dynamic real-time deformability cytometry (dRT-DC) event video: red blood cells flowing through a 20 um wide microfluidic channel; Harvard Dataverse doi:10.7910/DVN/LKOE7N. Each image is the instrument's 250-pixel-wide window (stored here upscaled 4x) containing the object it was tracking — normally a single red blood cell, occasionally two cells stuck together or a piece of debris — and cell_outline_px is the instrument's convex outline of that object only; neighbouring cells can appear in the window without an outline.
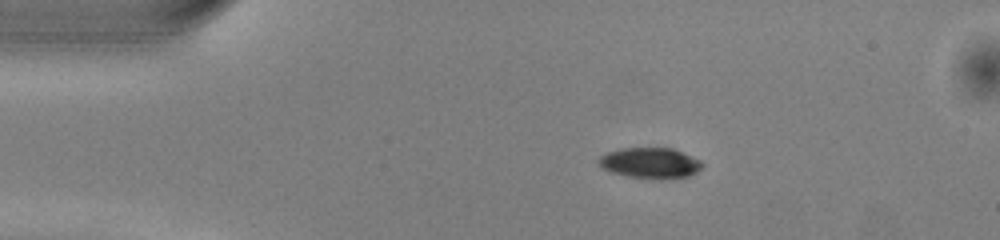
{"species": "common noctule bat (a hibernating species)", "species_latin": "Nyctalus noctula", "temperature_condition": "warm", "stored_images_in_passage": 43, "camera_frame_rate_fps": 3000, "um_per_image_px": 0.085, "animal": {"sex": "male", "body_mass_g": 13.0, "forearm_length_mm": 53.1}, "frame": {"image": 1, "passage_image": 1, "time_ms": 0.0, "image_size_px": [1000, 240], "cell_outline_px": [[704, 164], [696, 172], [688, 176], [660, 180], [628, 176], [612, 172], [604, 168], [596, 160], [600, 156], [608, 152], [620, 148], [672, 148], [692, 156], [700, 160]], "centroid_in_image_um": [55.28, 13.85], "position_along_channel_um": 29.7, "area_um2": 18.5}}
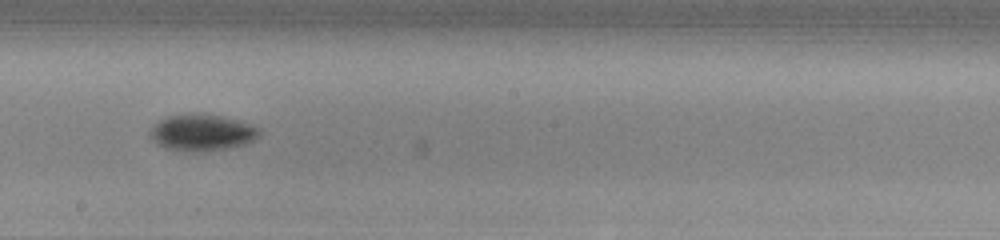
{"frame": {"image": 2, "passage_image": 20, "time_ms": 6.333, "image_size_px": [1000, 240], "cell_outline_px": [[260, 136], [248, 144], [200, 152], [196, 152], [164, 148], [156, 144], [148, 136], [148, 132], [160, 120], [168, 116], [196, 112], [220, 116], [240, 120], [256, 128], [260, 132]], "centroid_in_image_um": [17.13, 11.26], "position_along_channel_um": 231.1, "area_um2": 23.35}}
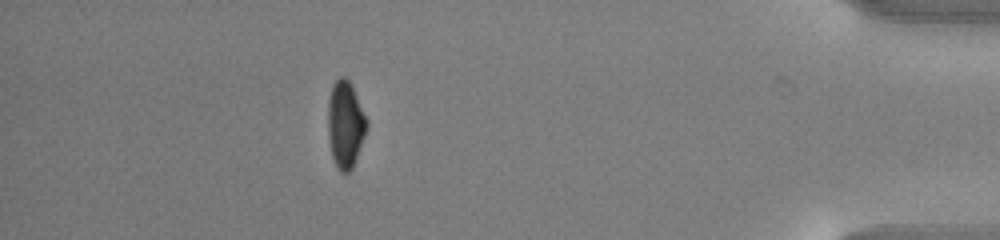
{"frame": {"image": 3, "passage_image": 37, "time_ms": 12.0, "image_size_px": [1000, 240], "cell_outline_px": [[368, 128], [352, 168], [348, 172], [340, 172], [336, 168], [332, 156], [328, 136], [328, 100], [332, 84], [340, 76], [344, 76], [352, 84], [368, 120]], "centroid_in_image_um": [29.36, 10.55], "position_along_channel_um": 405.8, "area_um2": 19.88}, "authors_computed_cell_mechanics": {"area_um2": 20.2878, "velocity_mm_per_s": 4.0302, "shape_relaxation_time_tau1_ms": 2.1882, "shape_relaxation_time_tau2_ms": null, "deformation_change_tau1": 0.1203, "deformation_change_tau2": null}}